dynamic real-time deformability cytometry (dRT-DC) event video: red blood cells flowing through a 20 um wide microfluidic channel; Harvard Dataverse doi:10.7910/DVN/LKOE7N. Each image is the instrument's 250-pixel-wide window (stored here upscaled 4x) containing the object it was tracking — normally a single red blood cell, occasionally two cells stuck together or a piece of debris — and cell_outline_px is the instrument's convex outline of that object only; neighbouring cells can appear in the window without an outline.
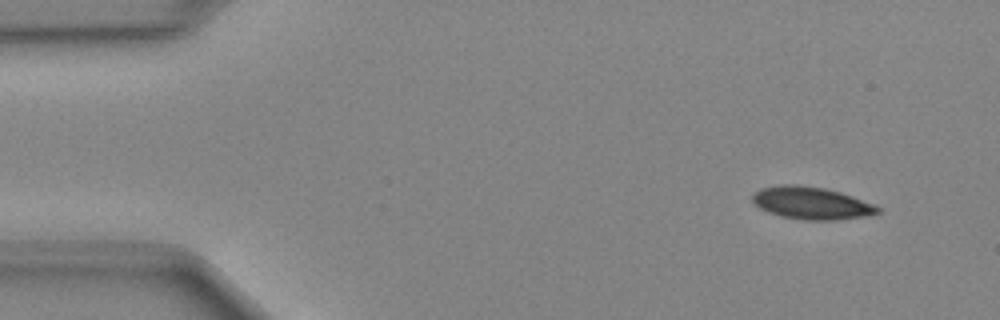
{"species": "Egyptian fruit bat (a non-hibernating species)", "species_latin": "Rousettus aegyptiacus", "temperature_condition": "cold", "stored_images_in_passage": 45, "camera_frame_rate_fps": 3000, "um_per_image_px": 0.085, "animal": {"sex": "female"}, "frame": {"image": 1, "passage_image": 1, "time_ms": 0.0, "image_size_px": [1000, 320], "cell_outline_px": [[880, 212], [872, 216], [836, 220], [804, 220], [780, 216], [768, 212], [752, 204], [752, 192], [760, 188], [780, 184], [796, 184], [824, 188], [840, 192], [876, 204], [880, 208]], "centroid_in_image_um": [68.97, 17.26], "position_along_channel_um": 16.0, "area_um2": 24.16}}
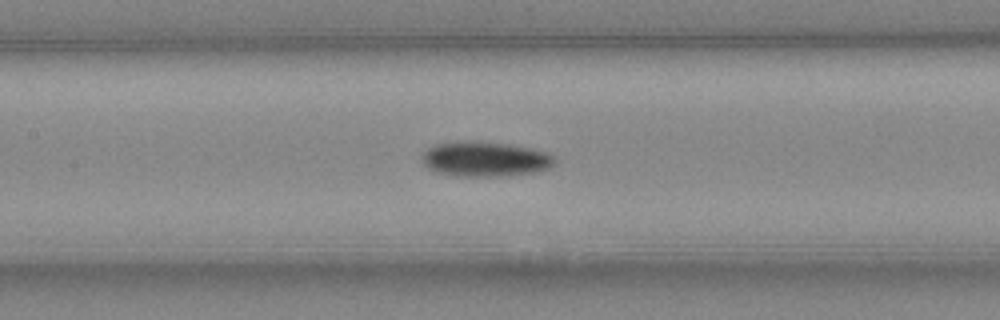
{"frame": {"image": 2, "passage_image": 19, "time_ms": 6.0, "image_size_px": [1000, 320], "cell_outline_px": [[556, 160], [548, 168], [536, 172], [508, 176], [456, 176], [436, 172], [428, 168], [420, 160], [424, 152], [428, 148], [436, 144], [508, 144], [532, 148], [548, 152]], "centroid_in_image_um": [41.27, 13.58], "position_along_channel_um": 166.1, "area_um2": 26.13}}
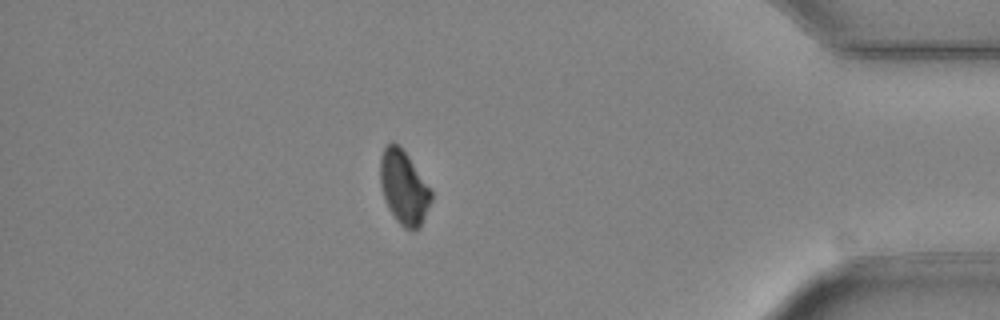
{"frame": {"image": 3, "passage_image": 39, "time_ms": 12.667, "image_size_px": [1000, 320], "cell_outline_px": [[432, 200], [420, 228], [404, 228], [396, 220], [388, 208], [380, 184], [380, 160], [384, 148], [392, 140], [408, 156], [432, 192]], "centroid_in_image_um": [34.32, 15.95], "position_along_channel_um": 400.9, "area_um2": 21.5}}